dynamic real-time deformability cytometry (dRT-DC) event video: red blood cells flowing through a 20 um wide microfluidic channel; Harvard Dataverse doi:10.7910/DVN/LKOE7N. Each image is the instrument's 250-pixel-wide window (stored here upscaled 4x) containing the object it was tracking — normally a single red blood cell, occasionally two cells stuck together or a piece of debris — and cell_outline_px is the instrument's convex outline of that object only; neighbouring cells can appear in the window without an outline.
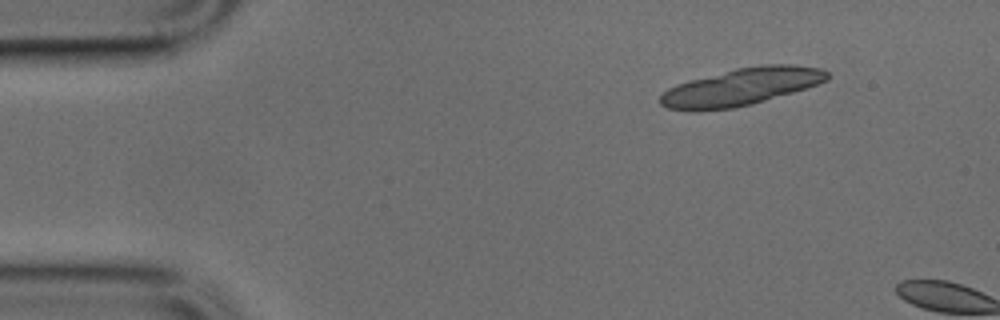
{"species": "common noctule bat (a hibernating species)", "species_latin": "Nyctalus noctula", "temperature_condition": "cold", "stored_images_in_passage": 3, "camera_frame_rate_fps": 3000, "um_per_image_px": 0.085, "animal": {"sex": "male", "body_mass_g": 17.9, "forearm_length_mm": 54.2}, "frame": {"image": 1, "passage_image": 1, "time_ms": 0.0, "image_size_px": [1000, 320], "cell_outline_px": [[828, 80], [792, 92], [752, 104], [732, 108], [668, 108], [660, 104], [660, 96], [668, 88], [676, 84], [736, 68], [764, 64], [792, 64], [820, 68], [828, 72]], "centroid_in_image_um": [63.07, 7.34], "position_along_channel_um": 21.9, "area_um2": 35.14}}